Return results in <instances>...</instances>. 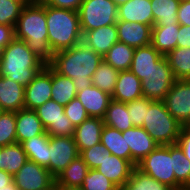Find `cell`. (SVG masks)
Listing matches in <instances>:
<instances>
[{
  "label": "cell",
  "mask_w": 190,
  "mask_h": 190,
  "mask_svg": "<svg viewBox=\"0 0 190 190\" xmlns=\"http://www.w3.org/2000/svg\"><path fill=\"white\" fill-rule=\"evenodd\" d=\"M103 57L84 42H79L70 49L54 53L49 64L59 74L73 80L77 92L93 85L92 76Z\"/></svg>",
  "instance_id": "6da1fadb"
},
{
  "label": "cell",
  "mask_w": 190,
  "mask_h": 190,
  "mask_svg": "<svg viewBox=\"0 0 190 190\" xmlns=\"http://www.w3.org/2000/svg\"><path fill=\"white\" fill-rule=\"evenodd\" d=\"M14 35L16 39L25 41L46 65L52 62L54 53L48 42L46 5L41 1L23 6L14 27Z\"/></svg>",
  "instance_id": "7a4b0ae2"
},
{
  "label": "cell",
  "mask_w": 190,
  "mask_h": 190,
  "mask_svg": "<svg viewBox=\"0 0 190 190\" xmlns=\"http://www.w3.org/2000/svg\"><path fill=\"white\" fill-rule=\"evenodd\" d=\"M45 66L25 41L14 38L4 48L0 60V76L8 77L26 87Z\"/></svg>",
  "instance_id": "3957f363"
},
{
  "label": "cell",
  "mask_w": 190,
  "mask_h": 190,
  "mask_svg": "<svg viewBox=\"0 0 190 190\" xmlns=\"http://www.w3.org/2000/svg\"><path fill=\"white\" fill-rule=\"evenodd\" d=\"M46 23L53 53L70 49L82 41L78 11L46 5Z\"/></svg>",
  "instance_id": "277c9868"
},
{
  "label": "cell",
  "mask_w": 190,
  "mask_h": 190,
  "mask_svg": "<svg viewBox=\"0 0 190 190\" xmlns=\"http://www.w3.org/2000/svg\"><path fill=\"white\" fill-rule=\"evenodd\" d=\"M142 127L159 145H172L176 144L183 125L168 112L163 101H153Z\"/></svg>",
  "instance_id": "5b68a950"
},
{
  "label": "cell",
  "mask_w": 190,
  "mask_h": 190,
  "mask_svg": "<svg viewBox=\"0 0 190 190\" xmlns=\"http://www.w3.org/2000/svg\"><path fill=\"white\" fill-rule=\"evenodd\" d=\"M118 6L111 0H83L78 10L82 32L116 24Z\"/></svg>",
  "instance_id": "8992f818"
},
{
  "label": "cell",
  "mask_w": 190,
  "mask_h": 190,
  "mask_svg": "<svg viewBox=\"0 0 190 190\" xmlns=\"http://www.w3.org/2000/svg\"><path fill=\"white\" fill-rule=\"evenodd\" d=\"M143 173L176 190V179L173 171V156L170 145H158L137 164Z\"/></svg>",
  "instance_id": "52a82bcc"
},
{
  "label": "cell",
  "mask_w": 190,
  "mask_h": 190,
  "mask_svg": "<svg viewBox=\"0 0 190 190\" xmlns=\"http://www.w3.org/2000/svg\"><path fill=\"white\" fill-rule=\"evenodd\" d=\"M175 80L168 60L163 56L141 81L143 97L163 101Z\"/></svg>",
  "instance_id": "ba28073f"
},
{
  "label": "cell",
  "mask_w": 190,
  "mask_h": 190,
  "mask_svg": "<svg viewBox=\"0 0 190 190\" xmlns=\"http://www.w3.org/2000/svg\"><path fill=\"white\" fill-rule=\"evenodd\" d=\"M49 136H74L75 126L64 113V106L50 99L35 109Z\"/></svg>",
  "instance_id": "9c48e42d"
},
{
  "label": "cell",
  "mask_w": 190,
  "mask_h": 190,
  "mask_svg": "<svg viewBox=\"0 0 190 190\" xmlns=\"http://www.w3.org/2000/svg\"><path fill=\"white\" fill-rule=\"evenodd\" d=\"M77 156H79V152L73 137L49 136L48 166L46 168L54 178Z\"/></svg>",
  "instance_id": "30bf717a"
},
{
  "label": "cell",
  "mask_w": 190,
  "mask_h": 190,
  "mask_svg": "<svg viewBox=\"0 0 190 190\" xmlns=\"http://www.w3.org/2000/svg\"><path fill=\"white\" fill-rule=\"evenodd\" d=\"M163 102L183 127L190 126V80H175Z\"/></svg>",
  "instance_id": "8fae6325"
},
{
  "label": "cell",
  "mask_w": 190,
  "mask_h": 190,
  "mask_svg": "<svg viewBox=\"0 0 190 190\" xmlns=\"http://www.w3.org/2000/svg\"><path fill=\"white\" fill-rule=\"evenodd\" d=\"M13 182L19 190H44L55 182V178L46 167L27 160L13 176Z\"/></svg>",
  "instance_id": "7c38bea8"
},
{
  "label": "cell",
  "mask_w": 190,
  "mask_h": 190,
  "mask_svg": "<svg viewBox=\"0 0 190 190\" xmlns=\"http://www.w3.org/2000/svg\"><path fill=\"white\" fill-rule=\"evenodd\" d=\"M52 67L46 65L25 87L24 108L35 110L51 99Z\"/></svg>",
  "instance_id": "4fadbf2b"
},
{
  "label": "cell",
  "mask_w": 190,
  "mask_h": 190,
  "mask_svg": "<svg viewBox=\"0 0 190 190\" xmlns=\"http://www.w3.org/2000/svg\"><path fill=\"white\" fill-rule=\"evenodd\" d=\"M122 134H126L127 148L131 151V163L135 167L159 145L143 127L134 126Z\"/></svg>",
  "instance_id": "5bb4252c"
},
{
  "label": "cell",
  "mask_w": 190,
  "mask_h": 190,
  "mask_svg": "<svg viewBox=\"0 0 190 190\" xmlns=\"http://www.w3.org/2000/svg\"><path fill=\"white\" fill-rule=\"evenodd\" d=\"M118 41L133 48L151 44L152 26L138 22L117 20Z\"/></svg>",
  "instance_id": "9a60e30c"
},
{
  "label": "cell",
  "mask_w": 190,
  "mask_h": 190,
  "mask_svg": "<svg viewBox=\"0 0 190 190\" xmlns=\"http://www.w3.org/2000/svg\"><path fill=\"white\" fill-rule=\"evenodd\" d=\"M105 155V159L96 169L121 188L130 179L135 166L129 160L112 155L108 150Z\"/></svg>",
  "instance_id": "2e32d148"
},
{
  "label": "cell",
  "mask_w": 190,
  "mask_h": 190,
  "mask_svg": "<svg viewBox=\"0 0 190 190\" xmlns=\"http://www.w3.org/2000/svg\"><path fill=\"white\" fill-rule=\"evenodd\" d=\"M85 107L89 117L104 118L106 110L112 100V96L98 87L91 85L76 96Z\"/></svg>",
  "instance_id": "e0dca14e"
},
{
  "label": "cell",
  "mask_w": 190,
  "mask_h": 190,
  "mask_svg": "<svg viewBox=\"0 0 190 190\" xmlns=\"http://www.w3.org/2000/svg\"><path fill=\"white\" fill-rule=\"evenodd\" d=\"M104 127L102 118L88 117L74 129V141L77 145L79 154L95 144L101 142V132Z\"/></svg>",
  "instance_id": "ac0fdd59"
},
{
  "label": "cell",
  "mask_w": 190,
  "mask_h": 190,
  "mask_svg": "<svg viewBox=\"0 0 190 190\" xmlns=\"http://www.w3.org/2000/svg\"><path fill=\"white\" fill-rule=\"evenodd\" d=\"M82 42L103 57L109 49L118 42L116 24L82 32Z\"/></svg>",
  "instance_id": "d6986e66"
},
{
  "label": "cell",
  "mask_w": 190,
  "mask_h": 190,
  "mask_svg": "<svg viewBox=\"0 0 190 190\" xmlns=\"http://www.w3.org/2000/svg\"><path fill=\"white\" fill-rule=\"evenodd\" d=\"M46 132L35 110L22 108L16 111V139L22 143Z\"/></svg>",
  "instance_id": "ffe728a7"
},
{
  "label": "cell",
  "mask_w": 190,
  "mask_h": 190,
  "mask_svg": "<svg viewBox=\"0 0 190 190\" xmlns=\"http://www.w3.org/2000/svg\"><path fill=\"white\" fill-rule=\"evenodd\" d=\"M118 20L138 22L153 27V13L151 0H130L120 6L117 10Z\"/></svg>",
  "instance_id": "44dd1931"
},
{
  "label": "cell",
  "mask_w": 190,
  "mask_h": 190,
  "mask_svg": "<svg viewBox=\"0 0 190 190\" xmlns=\"http://www.w3.org/2000/svg\"><path fill=\"white\" fill-rule=\"evenodd\" d=\"M141 97H143L141 80L130 70L120 71L112 99L127 103Z\"/></svg>",
  "instance_id": "7402d4cb"
},
{
  "label": "cell",
  "mask_w": 190,
  "mask_h": 190,
  "mask_svg": "<svg viewBox=\"0 0 190 190\" xmlns=\"http://www.w3.org/2000/svg\"><path fill=\"white\" fill-rule=\"evenodd\" d=\"M25 87L8 77L0 76V105L5 111L24 108Z\"/></svg>",
  "instance_id": "603a6c76"
},
{
  "label": "cell",
  "mask_w": 190,
  "mask_h": 190,
  "mask_svg": "<svg viewBox=\"0 0 190 190\" xmlns=\"http://www.w3.org/2000/svg\"><path fill=\"white\" fill-rule=\"evenodd\" d=\"M163 57L151 44L135 48L130 71L134 73L141 81L145 75L153 68Z\"/></svg>",
  "instance_id": "cb8c5ba5"
},
{
  "label": "cell",
  "mask_w": 190,
  "mask_h": 190,
  "mask_svg": "<svg viewBox=\"0 0 190 190\" xmlns=\"http://www.w3.org/2000/svg\"><path fill=\"white\" fill-rule=\"evenodd\" d=\"M179 24L153 25L151 45L166 56L177 47Z\"/></svg>",
  "instance_id": "d4e9b609"
},
{
  "label": "cell",
  "mask_w": 190,
  "mask_h": 190,
  "mask_svg": "<svg viewBox=\"0 0 190 190\" xmlns=\"http://www.w3.org/2000/svg\"><path fill=\"white\" fill-rule=\"evenodd\" d=\"M27 160V154L20 143L0 147V170L11 176H14Z\"/></svg>",
  "instance_id": "484cf974"
},
{
  "label": "cell",
  "mask_w": 190,
  "mask_h": 190,
  "mask_svg": "<svg viewBox=\"0 0 190 190\" xmlns=\"http://www.w3.org/2000/svg\"><path fill=\"white\" fill-rule=\"evenodd\" d=\"M100 140L112 155L131 162V151L130 148H127L126 134L104 125Z\"/></svg>",
  "instance_id": "4316f807"
},
{
  "label": "cell",
  "mask_w": 190,
  "mask_h": 190,
  "mask_svg": "<svg viewBox=\"0 0 190 190\" xmlns=\"http://www.w3.org/2000/svg\"><path fill=\"white\" fill-rule=\"evenodd\" d=\"M88 170L87 164L79 155L55 178V182L64 187L80 189Z\"/></svg>",
  "instance_id": "83f0119b"
},
{
  "label": "cell",
  "mask_w": 190,
  "mask_h": 190,
  "mask_svg": "<svg viewBox=\"0 0 190 190\" xmlns=\"http://www.w3.org/2000/svg\"><path fill=\"white\" fill-rule=\"evenodd\" d=\"M104 125L119 130L126 131L134 127L127 110V103L111 100L103 118Z\"/></svg>",
  "instance_id": "f1b7e54d"
},
{
  "label": "cell",
  "mask_w": 190,
  "mask_h": 190,
  "mask_svg": "<svg viewBox=\"0 0 190 190\" xmlns=\"http://www.w3.org/2000/svg\"><path fill=\"white\" fill-rule=\"evenodd\" d=\"M23 150L27 154L28 160L43 167L48 166L49 135H37L21 143Z\"/></svg>",
  "instance_id": "f546056e"
},
{
  "label": "cell",
  "mask_w": 190,
  "mask_h": 190,
  "mask_svg": "<svg viewBox=\"0 0 190 190\" xmlns=\"http://www.w3.org/2000/svg\"><path fill=\"white\" fill-rule=\"evenodd\" d=\"M176 190H190V161L177 144L170 145Z\"/></svg>",
  "instance_id": "4dcf8cb0"
},
{
  "label": "cell",
  "mask_w": 190,
  "mask_h": 190,
  "mask_svg": "<svg viewBox=\"0 0 190 190\" xmlns=\"http://www.w3.org/2000/svg\"><path fill=\"white\" fill-rule=\"evenodd\" d=\"M179 0H151L153 25L179 24L177 12Z\"/></svg>",
  "instance_id": "1f68e13d"
},
{
  "label": "cell",
  "mask_w": 190,
  "mask_h": 190,
  "mask_svg": "<svg viewBox=\"0 0 190 190\" xmlns=\"http://www.w3.org/2000/svg\"><path fill=\"white\" fill-rule=\"evenodd\" d=\"M51 99L65 106L76 98L77 90L71 78L63 76L52 68Z\"/></svg>",
  "instance_id": "d6a6232c"
},
{
  "label": "cell",
  "mask_w": 190,
  "mask_h": 190,
  "mask_svg": "<svg viewBox=\"0 0 190 190\" xmlns=\"http://www.w3.org/2000/svg\"><path fill=\"white\" fill-rule=\"evenodd\" d=\"M135 48L122 42H116L103 56V60L117 71H126L131 67Z\"/></svg>",
  "instance_id": "836d02e7"
},
{
  "label": "cell",
  "mask_w": 190,
  "mask_h": 190,
  "mask_svg": "<svg viewBox=\"0 0 190 190\" xmlns=\"http://www.w3.org/2000/svg\"><path fill=\"white\" fill-rule=\"evenodd\" d=\"M165 57L176 80H190V47H176Z\"/></svg>",
  "instance_id": "e575fe53"
},
{
  "label": "cell",
  "mask_w": 190,
  "mask_h": 190,
  "mask_svg": "<svg viewBox=\"0 0 190 190\" xmlns=\"http://www.w3.org/2000/svg\"><path fill=\"white\" fill-rule=\"evenodd\" d=\"M118 74L119 71L102 60L91 78L92 84L112 96L115 91Z\"/></svg>",
  "instance_id": "d590c367"
},
{
  "label": "cell",
  "mask_w": 190,
  "mask_h": 190,
  "mask_svg": "<svg viewBox=\"0 0 190 190\" xmlns=\"http://www.w3.org/2000/svg\"><path fill=\"white\" fill-rule=\"evenodd\" d=\"M119 190H172L135 167L130 179Z\"/></svg>",
  "instance_id": "8d00e7d4"
},
{
  "label": "cell",
  "mask_w": 190,
  "mask_h": 190,
  "mask_svg": "<svg viewBox=\"0 0 190 190\" xmlns=\"http://www.w3.org/2000/svg\"><path fill=\"white\" fill-rule=\"evenodd\" d=\"M17 143L16 112L4 111L0 116V147Z\"/></svg>",
  "instance_id": "74e56055"
},
{
  "label": "cell",
  "mask_w": 190,
  "mask_h": 190,
  "mask_svg": "<svg viewBox=\"0 0 190 190\" xmlns=\"http://www.w3.org/2000/svg\"><path fill=\"white\" fill-rule=\"evenodd\" d=\"M81 190H119V188L97 169H89Z\"/></svg>",
  "instance_id": "f35d334b"
},
{
  "label": "cell",
  "mask_w": 190,
  "mask_h": 190,
  "mask_svg": "<svg viewBox=\"0 0 190 190\" xmlns=\"http://www.w3.org/2000/svg\"><path fill=\"white\" fill-rule=\"evenodd\" d=\"M23 6L15 0H0V24L15 27Z\"/></svg>",
  "instance_id": "ab89813d"
},
{
  "label": "cell",
  "mask_w": 190,
  "mask_h": 190,
  "mask_svg": "<svg viewBox=\"0 0 190 190\" xmlns=\"http://www.w3.org/2000/svg\"><path fill=\"white\" fill-rule=\"evenodd\" d=\"M152 102L153 100L146 97L127 102V110L134 126L142 127L146 119V110H148Z\"/></svg>",
  "instance_id": "60d3db41"
},
{
  "label": "cell",
  "mask_w": 190,
  "mask_h": 190,
  "mask_svg": "<svg viewBox=\"0 0 190 190\" xmlns=\"http://www.w3.org/2000/svg\"><path fill=\"white\" fill-rule=\"evenodd\" d=\"M107 148L100 142L91 148L83 150L79 155L89 169H96L106 157Z\"/></svg>",
  "instance_id": "b9f144b4"
},
{
  "label": "cell",
  "mask_w": 190,
  "mask_h": 190,
  "mask_svg": "<svg viewBox=\"0 0 190 190\" xmlns=\"http://www.w3.org/2000/svg\"><path fill=\"white\" fill-rule=\"evenodd\" d=\"M64 113L75 127L80 125L89 117L85 107L77 97L64 106Z\"/></svg>",
  "instance_id": "7bdbcfd3"
},
{
  "label": "cell",
  "mask_w": 190,
  "mask_h": 190,
  "mask_svg": "<svg viewBox=\"0 0 190 190\" xmlns=\"http://www.w3.org/2000/svg\"><path fill=\"white\" fill-rule=\"evenodd\" d=\"M45 5L78 11L83 0H40Z\"/></svg>",
  "instance_id": "ee69618b"
},
{
  "label": "cell",
  "mask_w": 190,
  "mask_h": 190,
  "mask_svg": "<svg viewBox=\"0 0 190 190\" xmlns=\"http://www.w3.org/2000/svg\"><path fill=\"white\" fill-rule=\"evenodd\" d=\"M15 38L14 27L0 24V60L4 48Z\"/></svg>",
  "instance_id": "f6af8a7d"
},
{
  "label": "cell",
  "mask_w": 190,
  "mask_h": 190,
  "mask_svg": "<svg viewBox=\"0 0 190 190\" xmlns=\"http://www.w3.org/2000/svg\"><path fill=\"white\" fill-rule=\"evenodd\" d=\"M176 144L181 148L185 157L190 161V127H183Z\"/></svg>",
  "instance_id": "bcb514c9"
},
{
  "label": "cell",
  "mask_w": 190,
  "mask_h": 190,
  "mask_svg": "<svg viewBox=\"0 0 190 190\" xmlns=\"http://www.w3.org/2000/svg\"><path fill=\"white\" fill-rule=\"evenodd\" d=\"M177 19L181 25H190V1L180 2Z\"/></svg>",
  "instance_id": "7dc6e473"
},
{
  "label": "cell",
  "mask_w": 190,
  "mask_h": 190,
  "mask_svg": "<svg viewBox=\"0 0 190 190\" xmlns=\"http://www.w3.org/2000/svg\"><path fill=\"white\" fill-rule=\"evenodd\" d=\"M177 47H190V25L179 24Z\"/></svg>",
  "instance_id": "c3c4849f"
},
{
  "label": "cell",
  "mask_w": 190,
  "mask_h": 190,
  "mask_svg": "<svg viewBox=\"0 0 190 190\" xmlns=\"http://www.w3.org/2000/svg\"><path fill=\"white\" fill-rule=\"evenodd\" d=\"M13 182V176L4 170H0V189L6 187Z\"/></svg>",
  "instance_id": "681fc988"
},
{
  "label": "cell",
  "mask_w": 190,
  "mask_h": 190,
  "mask_svg": "<svg viewBox=\"0 0 190 190\" xmlns=\"http://www.w3.org/2000/svg\"><path fill=\"white\" fill-rule=\"evenodd\" d=\"M0 190H19V189L16 187L14 182H12L11 184L7 185L6 187H2Z\"/></svg>",
  "instance_id": "f907efd6"
},
{
  "label": "cell",
  "mask_w": 190,
  "mask_h": 190,
  "mask_svg": "<svg viewBox=\"0 0 190 190\" xmlns=\"http://www.w3.org/2000/svg\"><path fill=\"white\" fill-rule=\"evenodd\" d=\"M15 1H18V2L22 3L23 5H29V4L36 3L40 0H15Z\"/></svg>",
  "instance_id": "816d5d0a"
},
{
  "label": "cell",
  "mask_w": 190,
  "mask_h": 190,
  "mask_svg": "<svg viewBox=\"0 0 190 190\" xmlns=\"http://www.w3.org/2000/svg\"><path fill=\"white\" fill-rule=\"evenodd\" d=\"M57 190H81L79 188H69V187H64L61 185H57Z\"/></svg>",
  "instance_id": "f5cc1de1"
},
{
  "label": "cell",
  "mask_w": 190,
  "mask_h": 190,
  "mask_svg": "<svg viewBox=\"0 0 190 190\" xmlns=\"http://www.w3.org/2000/svg\"><path fill=\"white\" fill-rule=\"evenodd\" d=\"M112 2H114L117 6H120L130 0H111Z\"/></svg>",
  "instance_id": "db71d44e"
},
{
  "label": "cell",
  "mask_w": 190,
  "mask_h": 190,
  "mask_svg": "<svg viewBox=\"0 0 190 190\" xmlns=\"http://www.w3.org/2000/svg\"><path fill=\"white\" fill-rule=\"evenodd\" d=\"M44 190H57V183L54 182L50 187H48L47 189Z\"/></svg>",
  "instance_id": "11a10c76"
},
{
  "label": "cell",
  "mask_w": 190,
  "mask_h": 190,
  "mask_svg": "<svg viewBox=\"0 0 190 190\" xmlns=\"http://www.w3.org/2000/svg\"><path fill=\"white\" fill-rule=\"evenodd\" d=\"M4 109L1 107V105H0V116L4 113Z\"/></svg>",
  "instance_id": "9f6ffc18"
},
{
  "label": "cell",
  "mask_w": 190,
  "mask_h": 190,
  "mask_svg": "<svg viewBox=\"0 0 190 190\" xmlns=\"http://www.w3.org/2000/svg\"><path fill=\"white\" fill-rule=\"evenodd\" d=\"M180 2L190 1V0H179Z\"/></svg>",
  "instance_id": "6f0895ef"
}]
</instances>
